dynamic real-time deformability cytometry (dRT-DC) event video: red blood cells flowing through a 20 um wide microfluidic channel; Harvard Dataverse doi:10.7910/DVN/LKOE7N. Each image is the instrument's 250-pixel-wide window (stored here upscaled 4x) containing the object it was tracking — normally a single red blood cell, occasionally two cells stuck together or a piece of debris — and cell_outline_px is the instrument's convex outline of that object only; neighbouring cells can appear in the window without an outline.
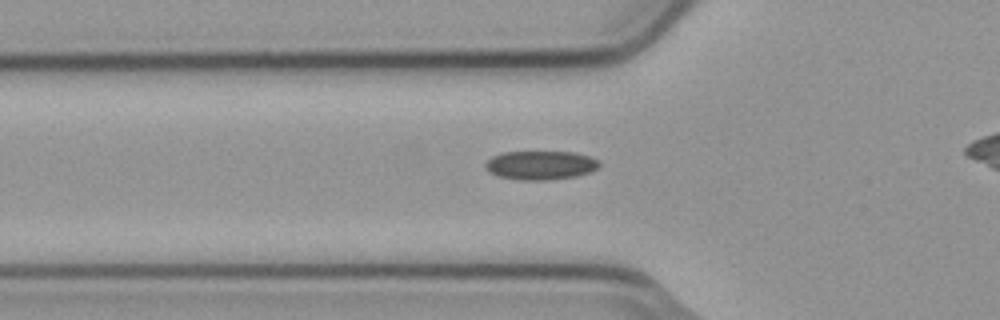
{"species": "common noctule bat (a hibernating species)", "species_latin": "Nyctalus noctula", "temperature_condition": "cold", "stored_images_in_passage": 35, "camera_frame_rate_fps": 3000, "um_per_image_px": 0.085, "animal": {"sex": "male", "body_mass_g": 23.1, "forearm_length_mm": 52.7}, "frame": {"image": 1, "passage_image": 6, "time_ms": 1.667, "image_size_px": [1000, 320], "cell_outline_px": [[600, 164], [596, 168], [588, 172], [576, 176], [544, 180], [520, 180], [500, 176], [488, 172], [484, 168], [484, 164], [492, 156], [504, 152], [572, 152], [588, 156], [596, 160]], "centroid_in_image_um": [45.88, 14.04], "position_along_channel_um": 79.9, "area_um2": 18.9}}
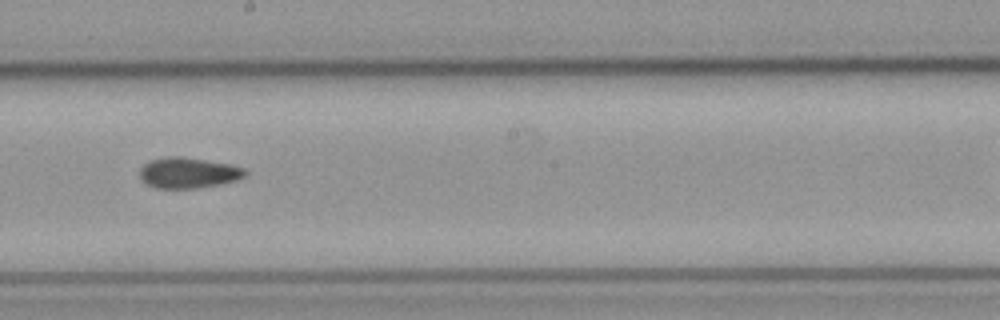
{"frame": {"image": 2, "passage_image": 18, "time_ms": 5.667, "image_size_px": [1000, 320], "cell_outline_px": [[248, 172], [244, 176], [236, 180], [220, 184], [200, 188], [156, 188], [140, 180], [140, 168], [144, 164], [152, 160], [168, 156], [180, 156], [228, 164], [244, 168]], "centroid_in_image_um": [15.99, 14.69], "position_along_channel_um": 232.2, "area_um2": 18.73}}
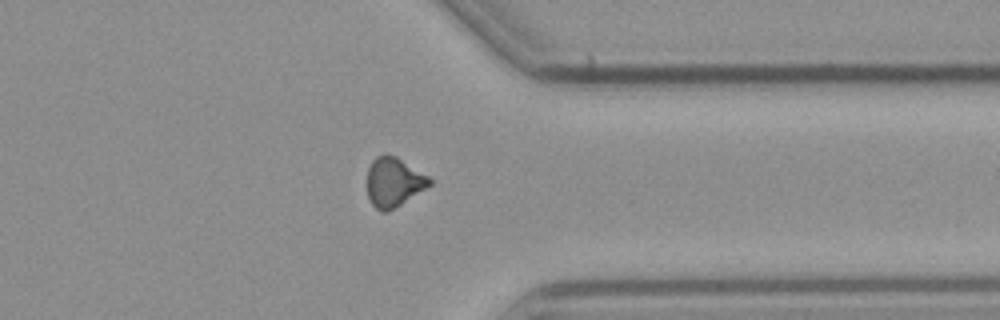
{"frame": {"image": 3, "passage_image": 30, "time_ms": 9.667, "image_size_px": [1000, 320], "cell_outline_px": [[432, 184], [388, 212], [380, 212], [372, 204], [368, 196], [368, 168], [372, 160], [376, 156], [384, 152], [396, 156], [428, 176], [432, 180]], "centroid_in_image_um": [33.45, 15.46], "position_along_channel_um": 377.9, "area_um2": 17.92}}